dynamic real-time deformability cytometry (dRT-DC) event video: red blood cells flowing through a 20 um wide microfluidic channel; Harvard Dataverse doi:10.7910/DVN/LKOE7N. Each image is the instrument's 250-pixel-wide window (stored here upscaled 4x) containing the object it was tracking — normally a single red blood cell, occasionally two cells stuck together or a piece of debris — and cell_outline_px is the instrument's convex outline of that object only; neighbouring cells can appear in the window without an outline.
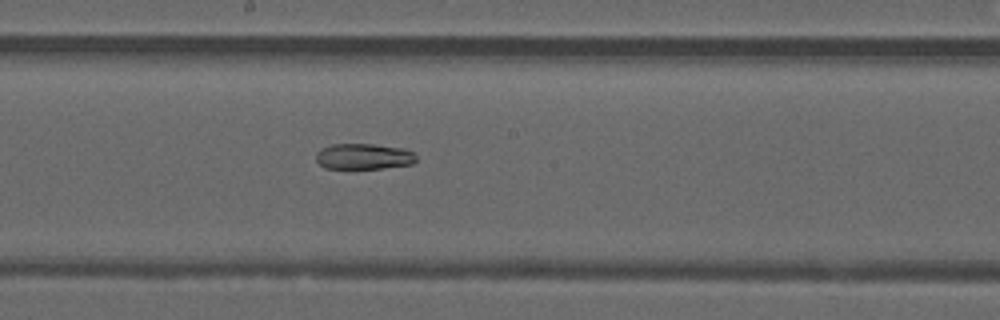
{"species": "common noctule bat (a hibernating species)", "species_latin": "Nyctalus noctula", "temperature_condition": "warm", "stored_images_in_passage": 43, "camera_frame_rate_fps": 3000, "um_per_image_px": 0.085, "animal": {"sex": "male", "forearm_length_mm": 52.5}, "frame": {"image": 1, "passage_image": 27, "time_ms": 8.667, "image_size_px": [1000, 320], "cell_outline_px": [[416, 160], [412, 164], [380, 168], [324, 168], [316, 160], [316, 152], [320, 148], [332, 144], [372, 144], [404, 148], [412, 152], [416, 156]], "centroid_in_image_um": [30.89, 13.29], "position_along_channel_um": 217.3, "area_um2": 15.03}}
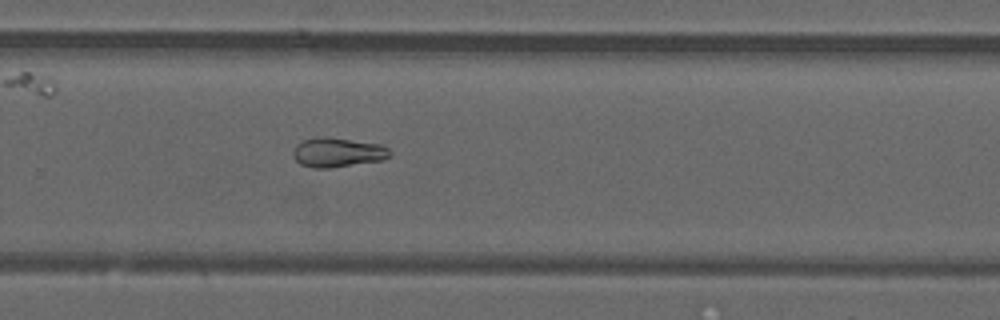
{"frame": {"image": 2, "passage_image": 33, "time_ms": 10.667, "image_size_px": [1000, 320], "cell_outline_px": [[392, 156], [384, 160], [328, 168], [312, 168], [300, 164], [292, 156], [292, 152], [296, 144], [304, 140], [320, 136], [324, 136], [380, 144], [388, 148], [392, 152]], "centroid_in_image_um": [28.7, 12.96], "position_along_channel_um": 301.1, "area_um2": 16.76}}
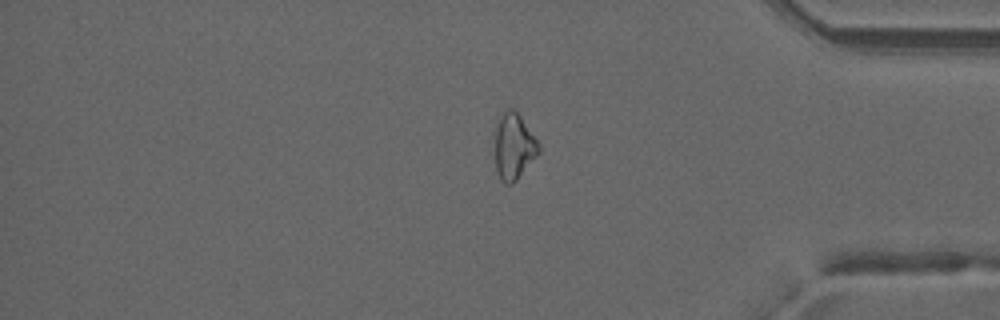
{"frame": {"image": 3, "passage_image": 41, "time_ms": 13.333, "image_size_px": [1000, 320], "cell_outline_px": [[540, 152], [516, 180], [512, 184], [504, 184], [500, 180], [496, 172], [496, 124], [504, 108], [512, 108], [520, 116], [540, 144]], "centroid_in_image_um": [43.67, 12.45], "position_along_channel_um": 391.5, "area_um2": 16.82}}